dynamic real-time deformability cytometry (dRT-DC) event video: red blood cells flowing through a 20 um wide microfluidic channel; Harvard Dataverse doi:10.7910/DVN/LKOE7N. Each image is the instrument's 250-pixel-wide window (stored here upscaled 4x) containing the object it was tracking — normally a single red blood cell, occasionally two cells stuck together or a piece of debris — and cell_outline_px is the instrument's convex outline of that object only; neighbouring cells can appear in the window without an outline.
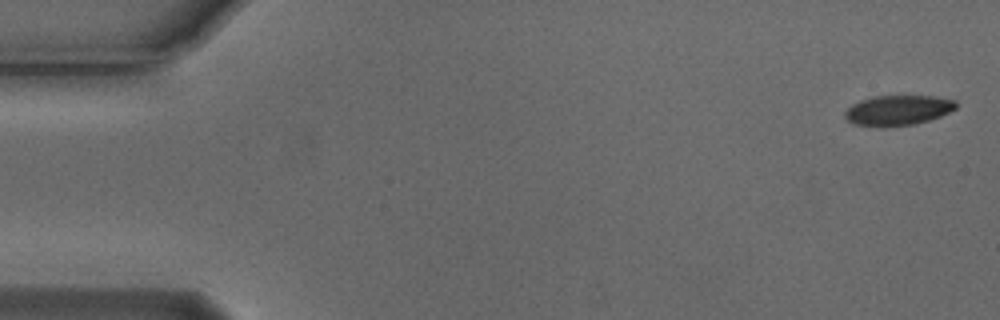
{"species": "Egyptian fruit bat (a non-hibernating species)", "species_latin": "Rousettus aegyptiacus", "temperature_condition": "cold", "stored_images_in_passage": 5, "camera_frame_rate_fps": 3000, "um_per_image_px": 0.085, "animal": {"sex": "male"}, "frame": {"image": 1, "passage_image": 1, "time_ms": 0.0, "image_size_px": [1000, 320], "cell_outline_px": [[956, 108], [940, 116], [916, 124], [852, 124], [844, 116], [844, 112], [852, 104], [860, 100], [876, 96], [932, 96], [956, 100]], "centroid_in_image_um": [76.34, 9.33], "position_along_channel_um": 8.7, "area_um2": 18.73}}
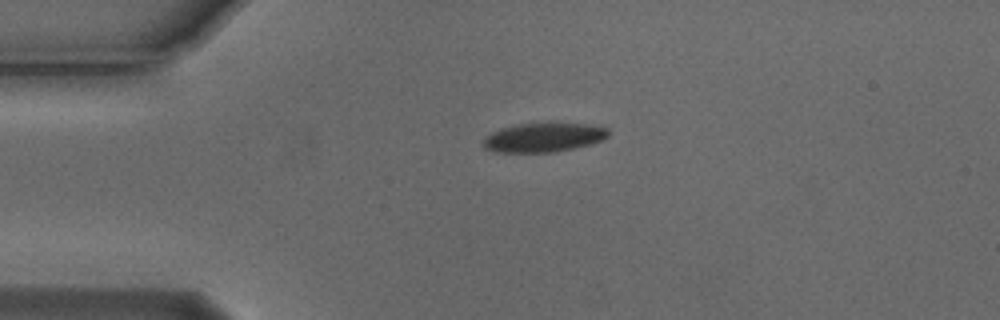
{"frame": {"image": 2, "passage_image": 4, "time_ms": 1.0, "image_size_px": [1000, 320], "cell_outline_px": [[608, 136], [592, 144], [556, 152], [496, 152], [484, 148], [484, 136], [500, 128], [516, 124], [588, 124], [608, 128]], "centroid_in_image_um": [46.18, 11.69], "position_along_channel_um": 38.8, "area_um2": 21.04}}